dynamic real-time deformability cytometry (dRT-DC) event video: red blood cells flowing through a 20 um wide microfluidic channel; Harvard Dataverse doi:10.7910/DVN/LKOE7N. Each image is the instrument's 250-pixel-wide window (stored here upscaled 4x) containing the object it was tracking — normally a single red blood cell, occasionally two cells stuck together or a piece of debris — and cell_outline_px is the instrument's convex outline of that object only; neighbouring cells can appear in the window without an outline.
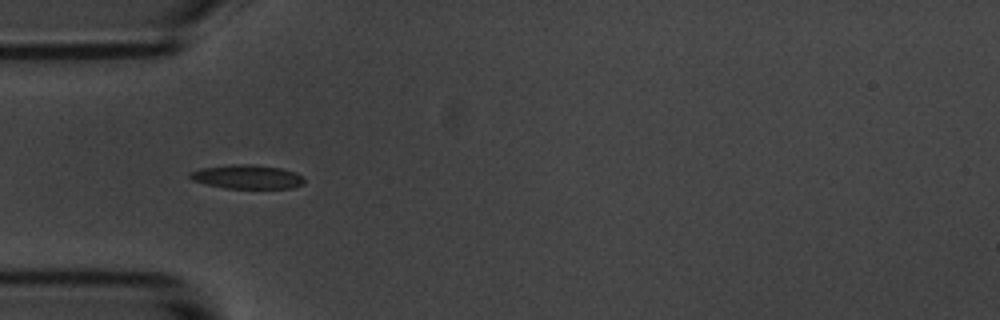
{"species": "common noctule bat (a hibernating species)", "species_latin": "Nyctalus noctula", "temperature_condition": "room temperature", "stored_images_in_passage": 28, "camera_frame_rate_fps": 3000, "um_per_image_px": 0.085, "animal": {"sex": "male", "body_mass_g": 20.1, "forearm_length_mm": 53.5}, "frame": {"image": 1, "passage_image": 5, "time_ms": 1.333, "image_size_px": [1000, 320], "cell_outline_px": [[304, 184], [292, 188], [224, 188], [192, 180], [188, 176], [188, 172], [200, 168], [232, 164], [252, 164], [280, 168], [304, 176]], "centroid_in_image_um": [20.99, 15.02], "position_along_channel_um": 64.0, "area_um2": 15.95}}